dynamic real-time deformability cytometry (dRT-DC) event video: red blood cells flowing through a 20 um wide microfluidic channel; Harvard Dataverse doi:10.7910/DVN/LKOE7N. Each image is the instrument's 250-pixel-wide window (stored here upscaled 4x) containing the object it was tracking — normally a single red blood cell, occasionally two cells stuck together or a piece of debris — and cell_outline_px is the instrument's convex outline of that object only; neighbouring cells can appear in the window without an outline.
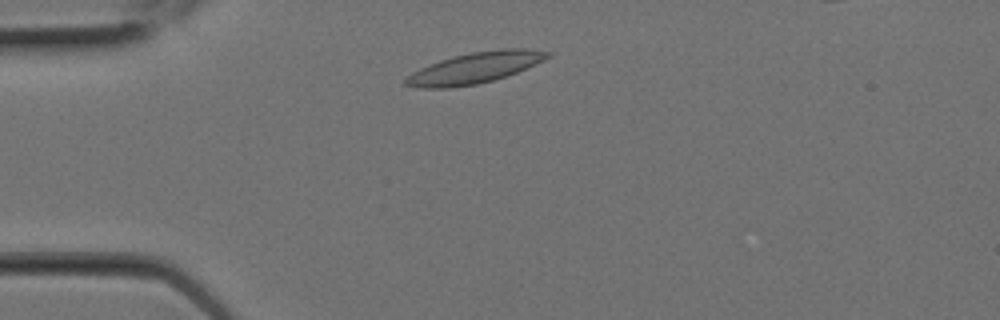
{"species": "Egyptian fruit bat (a non-hibernating species)", "species_latin": "Rousettus aegyptiacus", "temperature_condition": "room temperature", "stored_images_in_passage": 3, "camera_frame_rate_fps": 3000, "um_per_image_px": 0.085, "animal": {"sex": "female"}, "frame": {"image": 1, "passage_image": 2, "time_ms": 0.333, "image_size_px": [1000, 320], "cell_outline_px": [[556, 52], [552, 56], [544, 60], [516, 72], [492, 80], [476, 84], [448, 88], [416, 88], [404, 84], [404, 80], [412, 72], [420, 68], [440, 60], [452, 56], [472, 52], [500, 48], [528, 48]], "centroid_in_image_um": [40.39, 5.75], "position_along_channel_um": 44.6, "area_um2": 25.66}}